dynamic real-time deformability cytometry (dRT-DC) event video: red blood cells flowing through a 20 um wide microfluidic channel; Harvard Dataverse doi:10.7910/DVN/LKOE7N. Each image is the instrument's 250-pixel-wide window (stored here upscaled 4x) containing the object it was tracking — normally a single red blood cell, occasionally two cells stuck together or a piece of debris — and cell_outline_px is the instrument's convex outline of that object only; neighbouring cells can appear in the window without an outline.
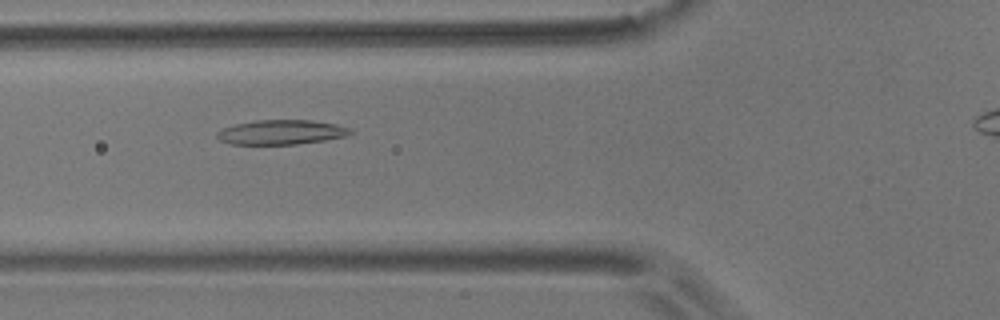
{"species": "common noctule bat (a hibernating species)", "species_latin": "Nyctalus noctula", "temperature_condition": "room temperature", "stored_images_in_passage": 39, "camera_frame_rate_fps": 3000, "um_per_image_px": 0.085, "animal": {"sex": "male", "body_mass_g": 17.9}, "frame": {"image": 1, "passage_image": 10, "time_ms": 3.0, "image_size_px": [1000, 320], "cell_outline_px": [[352, 132], [344, 136], [324, 140], [296, 144], [232, 144], [220, 140], [216, 136], [216, 132], [224, 128], [236, 124], [256, 120], [312, 120], [336, 124], [352, 128]], "centroid_in_image_um": [23.91, 11.23], "position_along_channel_um": 101.9, "area_um2": 18.96}}
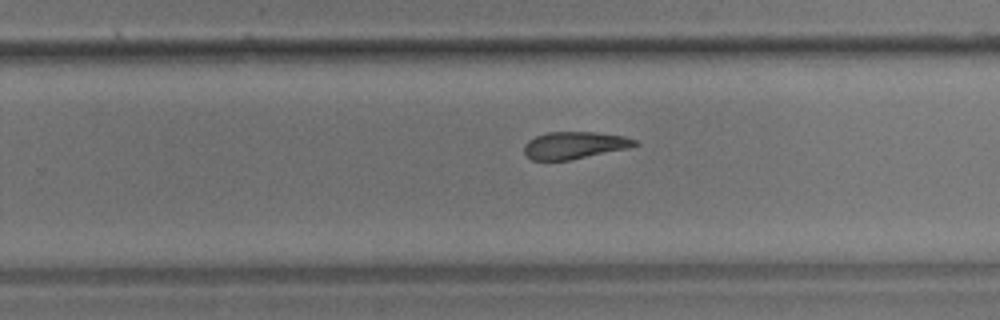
{"frame": {"image": 2, "passage_image": 25, "time_ms": 8.0, "image_size_px": [1000, 320], "cell_outline_px": [[640, 144], [628, 148], [572, 160], [532, 160], [524, 152], [524, 144], [528, 140], [536, 136], [548, 132], [596, 132], [624, 136], [636, 140]], "centroid_in_image_um": [48.84, 12.35], "position_along_channel_um": 281.0, "area_um2": 17.57}}
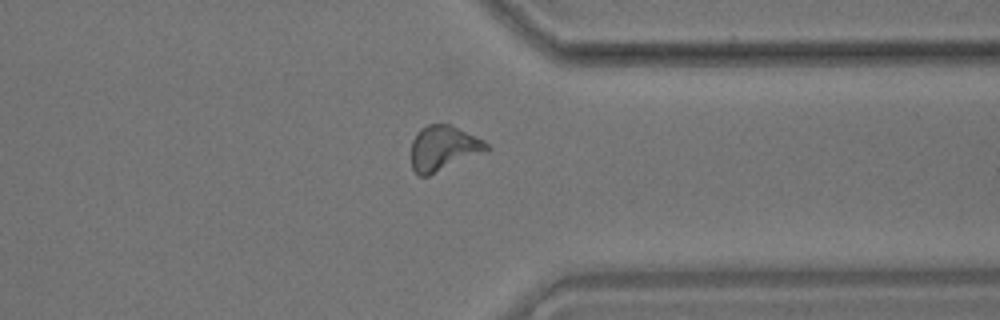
{"frame": {"image": 3, "passage_image": 33, "time_ms": 10.667, "image_size_px": [1000, 320], "cell_outline_px": [[492, 148], [484, 152], [428, 176], [420, 176], [412, 168], [412, 140], [416, 132], [420, 128], [428, 124], [448, 124], [484, 140]], "centroid_in_image_um": [37.68, 12.59], "position_along_channel_um": 373.7, "area_um2": 19.59}}